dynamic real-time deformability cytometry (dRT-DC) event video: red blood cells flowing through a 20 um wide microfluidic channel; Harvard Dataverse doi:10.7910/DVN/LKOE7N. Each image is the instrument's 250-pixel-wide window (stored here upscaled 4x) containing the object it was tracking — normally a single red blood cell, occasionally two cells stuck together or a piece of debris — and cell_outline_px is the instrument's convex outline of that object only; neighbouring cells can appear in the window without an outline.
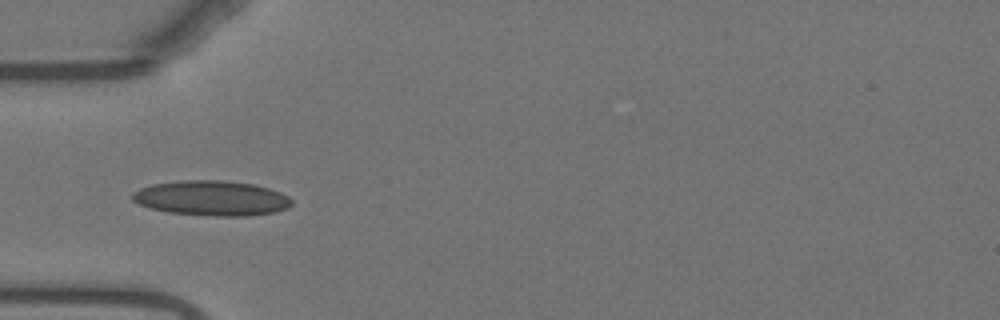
{"species": "Egyptian fruit bat (a non-hibernating species)", "species_latin": "Rousettus aegyptiacus", "temperature_condition": "warm", "stored_images_in_passage": 35, "camera_frame_rate_fps": 3000, "um_per_image_px": 0.085, "animal": {"sex": "female"}, "frame": {"image": 1, "passage_image": 1, "time_ms": 0.0, "image_size_px": [1000, 320], "cell_outline_px": [[292, 204], [288, 208], [276, 212], [248, 216], [212, 216], [168, 212], [148, 208], [132, 200], [132, 192], [140, 188], [152, 184], [180, 180], [224, 180], [252, 184], [268, 188], [280, 192], [288, 196], [292, 200]], "centroid_in_image_um": [17.98, 16.84], "position_along_channel_um": 67.0, "area_um2": 32.71}}
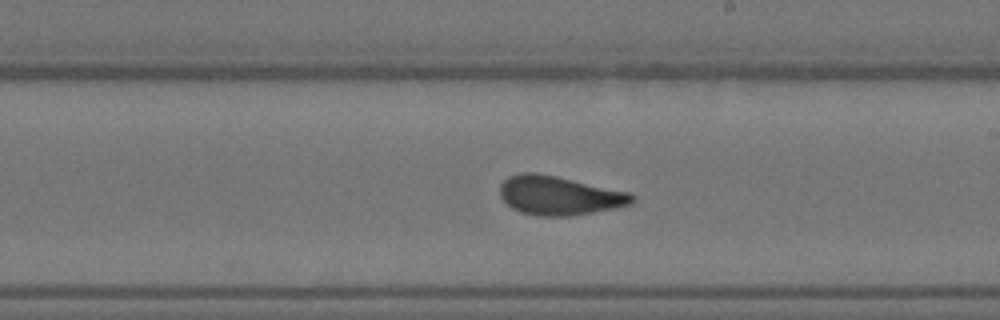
{"frame": {"image": 2, "passage_image": 15, "time_ms": 4.667, "image_size_px": [1000, 320], "cell_outline_px": [[636, 200], [632, 204], [616, 208], [568, 216], [536, 216], [520, 212], [512, 208], [500, 196], [500, 184], [508, 176], [520, 172], [536, 172], [556, 176], [628, 192], [636, 196]], "centroid_in_image_um": [47.52, 16.62], "position_along_channel_um": 241.5, "area_um2": 30.06}}
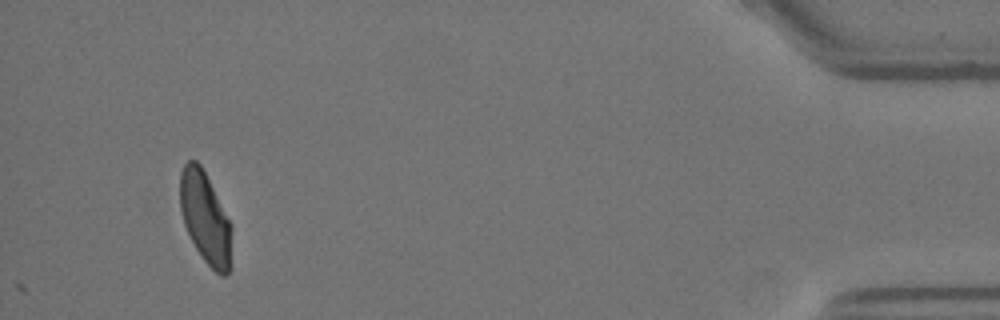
{"frame": {"image": 3, "passage_image": 35, "time_ms": 11.333, "image_size_px": [1000, 320], "cell_outline_px": [[232, 268], [224, 276], [220, 276], [204, 260], [196, 248], [184, 224], [180, 208], [180, 172], [184, 164], [188, 160], [196, 160], [200, 164], [232, 224]], "centroid_in_image_um": [17.48, 18.55], "position_along_channel_um": 417.7, "area_um2": 27.74}, "authors_computed_cell_mechanics": {"area_um2": 29.189, "velocity_mm_per_s": 3.7227, "shape_relaxation_time_tau1_ms": 5.3527, "shape_relaxation_time_tau2_ms": 1.1165, "deformation_change_tau1": 0.1615, "deformation_change_tau2": 0.0726}}